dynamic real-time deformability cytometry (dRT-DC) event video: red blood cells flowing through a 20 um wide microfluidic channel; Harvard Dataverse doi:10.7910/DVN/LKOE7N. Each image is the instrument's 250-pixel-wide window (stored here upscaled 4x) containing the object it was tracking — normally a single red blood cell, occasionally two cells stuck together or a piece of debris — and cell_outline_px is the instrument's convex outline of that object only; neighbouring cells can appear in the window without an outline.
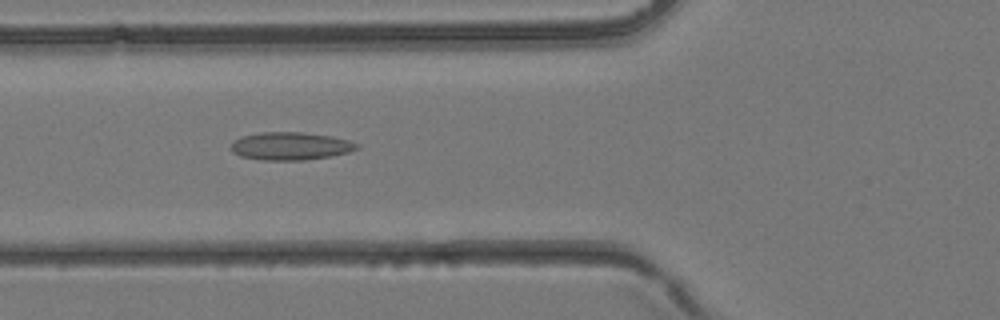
{"species": "common noctule bat (a hibernating species)", "species_latin": "Nyctalus noctula", "temperature_condition": "room temperature", "stored_images_in_passage": 40, "camera_frame_rate_fps": 3000, "um_per_image_px": 0.085, "animal": {"sex": "female", "body_mass_g": 24.6, "forearm_length_mm": 56.2}, "frame": {"image": 1, "passage_image": 15, "time_ms": 4.667, "image_size_px": [1000, 320], "cell_outline_px": [[360, 148], [348, 152], [328, 156], [304, 160], [260, 160], [240, 156], [232, 152], [228, 148], [240, 136], [260, 132], [304, 132], [332, 136], [348, 140], [360, 144]], "centroid_in_image_um": [24.67, 12.41], "position_along_channel_um": 101.1, "area_um2": 20.58}}
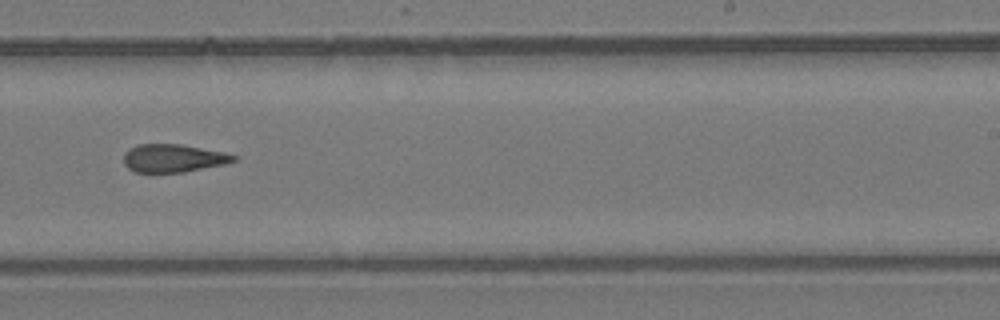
{"frame": {"image": 2, "passage_image": 25, "time_ms": 8.0, "image_size_px": [1000, 320], "cell_outline_px": [[240, 156], [236, 160], [224, 164], [184, 172], [136, 172], [128, 168], [124, 164], [124, 152], [128, 148], [140, 144], [180, 144], [228, 152]], "centroid_in_image_um": [14.76, 13.43], "position_along_channel_um": 274.2, "area_um2": 18.15}}
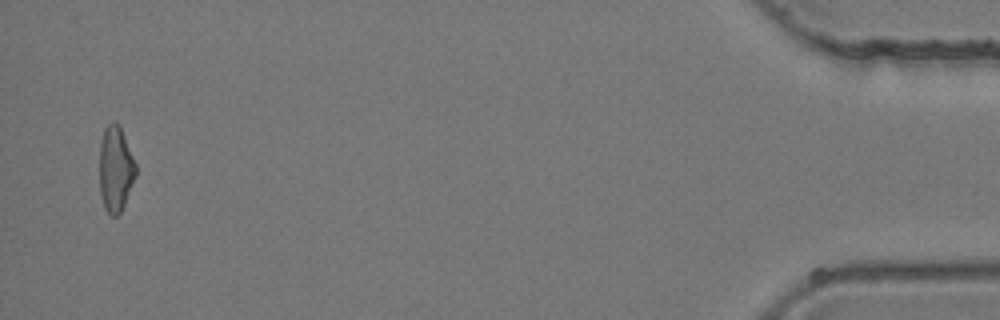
{"frame": {"image": 3, "passage_image": 39, "time_ms": 12.667, "image_size_px": [1000, 320], "cell_outline_px": [[136, 176], [124, 204], [120, 212], [116, 216], [112, 216], [104, 208], [100, 192], [100, 144], [104, 128], [108, 124], [116, 124], [120, 128], [136, 164]], "centroid_in_image_um": [9.81, 14.4], "position_along_channel_um": 425.4, "area_um2": 17.69}}